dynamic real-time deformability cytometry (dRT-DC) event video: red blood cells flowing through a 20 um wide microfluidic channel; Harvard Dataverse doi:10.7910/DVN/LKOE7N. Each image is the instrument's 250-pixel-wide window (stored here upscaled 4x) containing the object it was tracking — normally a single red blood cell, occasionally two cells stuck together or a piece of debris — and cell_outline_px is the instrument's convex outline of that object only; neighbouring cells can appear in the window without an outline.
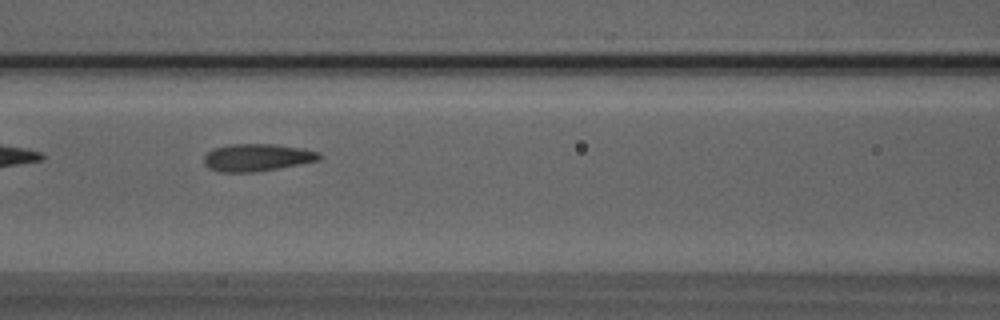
{"species": "Egyptian fruit bat (a non-hibernating species)", "species_latin": "Rousettus aegyptiacus", "temperature_condition": "room temperature", "stored_images_in_passage": 7, "camera_frame_rate_fps": 3000, "um_per_image_px": 0.085, "animal": {"sex": "male"}, "frame": {"image": 1, "passage_image": 7, "time_ms": 7.0, "image_size_px": [1000, 320], "cell_outline_px": [[324, 156], [320, 160], [280, 168], [256, 172], [220, 172], [208, 168], [204, 164], [204, 156], [212, 148], [228, 144], [276, 144], [304, 148], [320, 152]], "centroid_in_image_um": [21.88, 13.38], "position_along_channel_um": 144.7, "area_um2": 18.79}}